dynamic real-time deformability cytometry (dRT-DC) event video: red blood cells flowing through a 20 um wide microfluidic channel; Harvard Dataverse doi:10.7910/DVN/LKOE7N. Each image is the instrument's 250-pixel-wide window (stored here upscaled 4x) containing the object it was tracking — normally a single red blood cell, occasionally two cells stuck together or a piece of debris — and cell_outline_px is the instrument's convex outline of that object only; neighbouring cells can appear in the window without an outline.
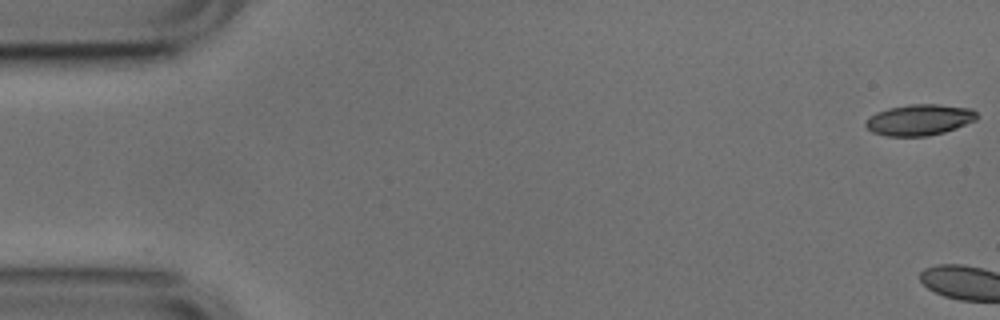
{"species": "common noctule bat (a hibernating species)", "species_latin": "Nyctalus noctula", "temperature_condition": "cold", "stored_images_in_passage": 4, "camera_frame_rate_fps": 3000, "um_per_image_px": 0.085, "animal": {"sex": "male", "body_mass_g": 17.9, "forearm_length_mm": 54.2}, "frame": {"image": 1, "passage_image": 1, "time_ms": 0.0, "image_size_px": [1000, 320], "cell_outline_px": [[980, 116], [976, 120], [956, 128], [944, 132], [928, 136], [888, 136], [872, 132], [864, 124], [876, 112], [888, 108], [912, 104], [940, 104], [972, 108]], "centroid_in_image_um": [78.2, 10.18], "position_along_channel_um": 6.8, "area_um2": 20.11}}